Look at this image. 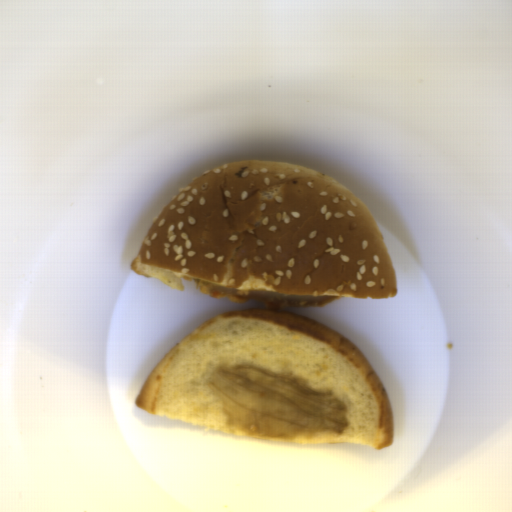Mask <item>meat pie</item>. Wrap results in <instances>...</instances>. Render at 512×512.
<instances>
[{
  "label": "meat pie",
  "mask_w": 512,
  "mask_h": 512,
  "mask_svg": "<svg viewBox=\"0 0 512 512\" xmlns=\"http://www.w3.org/2000/svg\"><path fill=\"white\" fill-rule=\"evenodd\" d=\"M192 282L196 288L203 293L215 298H225L230 302L245 303L257 301L265 306V309H283L286 307L312 308L321 307L333 303L341 296H313V295H290L262 292L255 290L236 289L217 286L206 281L184 276Z\"/></svg>",
  "instance_id": "meat-pie-1"
}]
</instances>
